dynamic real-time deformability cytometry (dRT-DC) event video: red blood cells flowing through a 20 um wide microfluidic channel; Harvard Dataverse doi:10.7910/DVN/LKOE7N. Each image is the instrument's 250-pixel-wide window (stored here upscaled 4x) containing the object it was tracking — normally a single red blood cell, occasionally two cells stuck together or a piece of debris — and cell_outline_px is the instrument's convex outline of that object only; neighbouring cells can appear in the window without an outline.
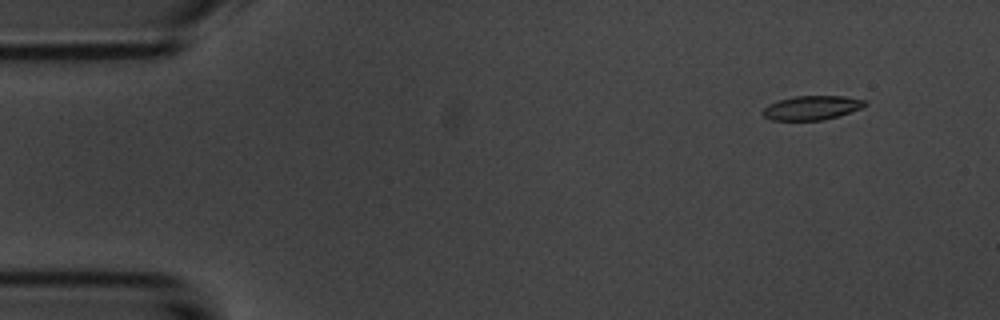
{"species": "common noctule bat (a hibernating species)", "species_latin": "Nyctalus noctula", "temperature_condition": "room temperature", "stored_images_in_passage": 4, "camera_frame_rate_fps": 3000, "um_per_image_px": 0.085, "animal": {"sex": "male", "body_mass_g": 20.1, "forearm_length_mm": 53.5}, "frame": {"image": 1, "passage_image": 2, "time_ms": 1.0, "image_size_px": [1000, 320], "cell_outline_px": [[868, 104], [860, 108], [824, 120], [772, 120], [764, 116], [760, 112], [768, 104], [780, 100], [796, 96], [844, 96], [864, 100]], "centroid_in_image_um": [68.96, 9.16], "position_along_channel_um": 16.0, "area_um2": 14.16}}
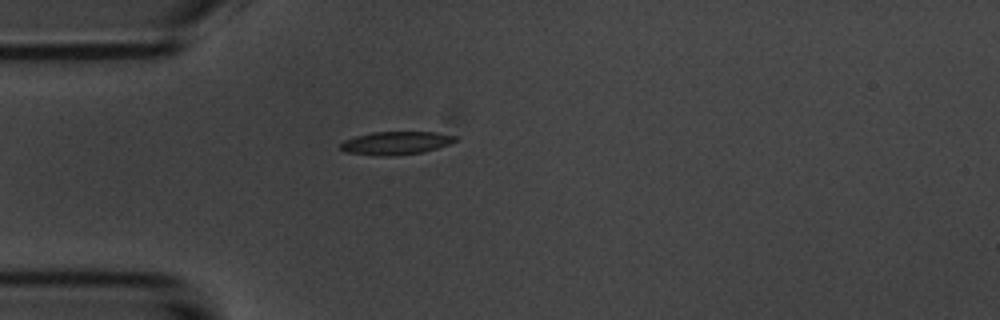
{"frame": {"image": 2, "passage_image": 4, "time_ms": 4.333, "image_size_px": [1000, 320], "cell_outline_px": [[456, 140], [448, 144], [424, 152], [392, 156], [380, 156], [344, 152], [340, 148], [340, 144], [344, 140], [356, 136], [372, 132], [436, 132], [456, 136]], "centroid_in_image_um": [33.61, 12.16], "position_along_channel_um": 51.4, "area_um2": 15.43}}